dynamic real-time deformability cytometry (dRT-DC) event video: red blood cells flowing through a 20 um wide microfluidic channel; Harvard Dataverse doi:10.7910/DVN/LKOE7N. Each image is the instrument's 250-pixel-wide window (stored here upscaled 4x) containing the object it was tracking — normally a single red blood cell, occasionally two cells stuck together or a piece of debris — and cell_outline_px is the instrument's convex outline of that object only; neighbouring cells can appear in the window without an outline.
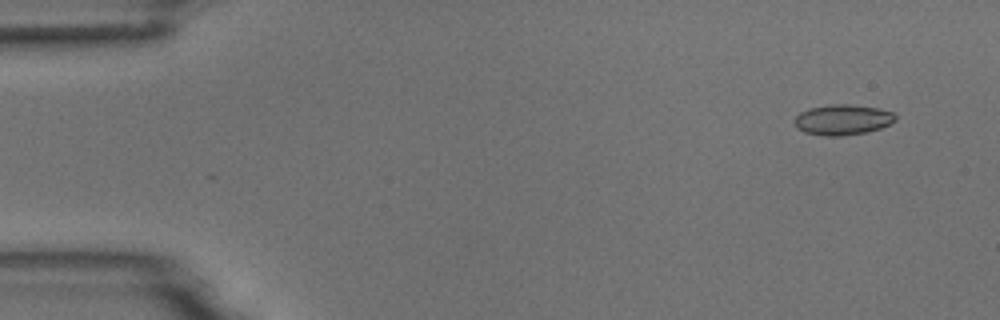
{"species": "common noctule bat (a hibernating species)", "species_latin": "Nyctalus noctula", "temperature_condition": "room temperature", "stored_images_in_passage": 5, "camera_frame_rate_fps": 3000, "um_per_image_px": 0.085, "animal": {"sex": "male", "body_mass_g": 18.8}, "frame": {"image": 1, "passage_image": 2, "time_ms": 1.0, "image_size_px": [1000, 320], "cell_outline_px": [[896, 120], [880, 128], [864, 132], [840, 136], [824, 136], [804, 132], [796, 128], [796, 116], [800, 112], [808, 108], [832, 104], [848, 104], [880, 108], [892, 112], [896, 116]], "centroid_in_image_um": [71.61, 10.17], "position_along_channel_um": 13.4, "area_um2": 17.8}}
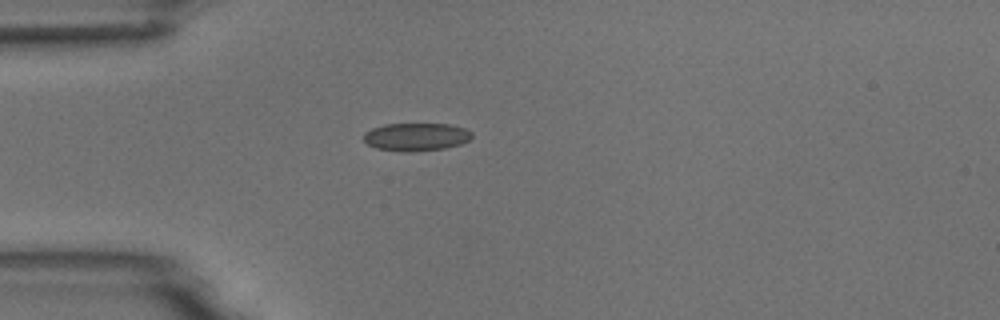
{"frame": {"image": 2, "passage_image": 5, "time_ms": 4.667, "image_size_px": [1000, 320], "cell_outline_px": [[472, 136], [468, 140], [460, 144], [444, 148], [412, 152], [400, 152], [376, 148], [368, 144], [364, 140], [364, 132], [372, 128], [384, 124], [448, 124], [464, 128], [472, 132]], "centroid_in_image_um": [35.35, 11.64], "position_along_channel_um": 49.7, "area_um2": 17.63}}